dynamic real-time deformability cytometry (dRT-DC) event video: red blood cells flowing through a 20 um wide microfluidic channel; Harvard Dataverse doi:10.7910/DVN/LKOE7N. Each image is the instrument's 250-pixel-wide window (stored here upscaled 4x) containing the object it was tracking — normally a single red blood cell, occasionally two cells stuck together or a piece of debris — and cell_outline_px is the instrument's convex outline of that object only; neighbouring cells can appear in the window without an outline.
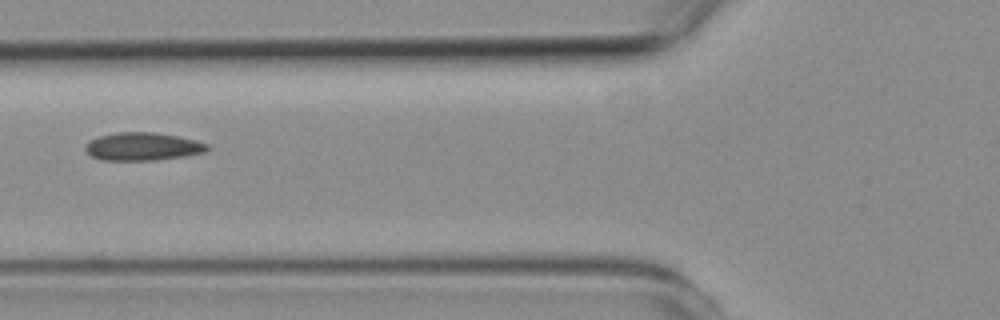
{"species": "common noctule bat (a hibernating species)", "species_latin": "Nyctalus noctula", "temperature_condition": "room temperature", "stored_images_in_passage": 8, "camera_frame_rate_fps": 3000, "um_per_image_px": 0.085, "animal": {"sex": "female", "body_mass_g": 19.3, "forearm_length_mm": 54.1}, "frame": {"image": 1, "passage_image": 7, "time_ms": 7.0, "image_size_px": [1000, 320], "cell_outline_px": [[212, 148], [204, 152], [184, 156], [156, 160], [100, 160], [92, 156], [84, 148], [96, 136], [116, 132], [152, 132], [176, 136], [196, 140], [208, 144]], "centroid_in_image_um": [12.15, 12.45], "position_along_channel_um": 113.7, "area_um2": 19.83}}
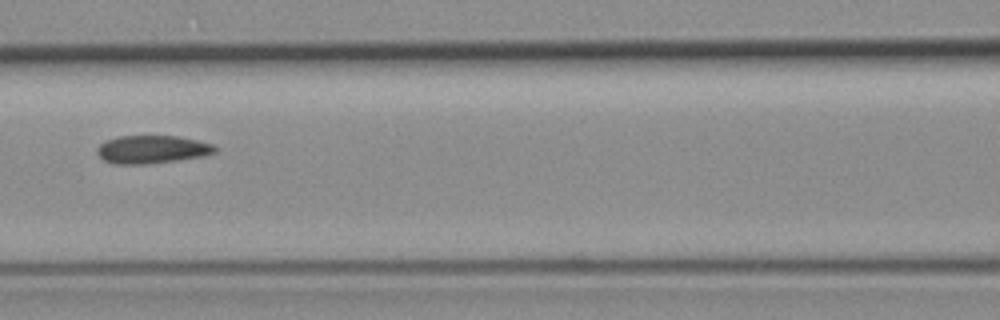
{"frame": {"image": 2, "passage_image": 8, "time_ms": 8.0, "image_size_px": [1000, 320], "cell_outline_px": [[216, 152], [204, 156], [148, 164], [116, 164], [104, 160], [96, 152], [96, 148], [104, 140], [116, 136], [176, 136], [196, 140], [212, 144], [216, 148]], "centroid_in_image_um": [12.88, 12.7], "position_along_channel_um": 153.7, "area_um2": 19.25}}